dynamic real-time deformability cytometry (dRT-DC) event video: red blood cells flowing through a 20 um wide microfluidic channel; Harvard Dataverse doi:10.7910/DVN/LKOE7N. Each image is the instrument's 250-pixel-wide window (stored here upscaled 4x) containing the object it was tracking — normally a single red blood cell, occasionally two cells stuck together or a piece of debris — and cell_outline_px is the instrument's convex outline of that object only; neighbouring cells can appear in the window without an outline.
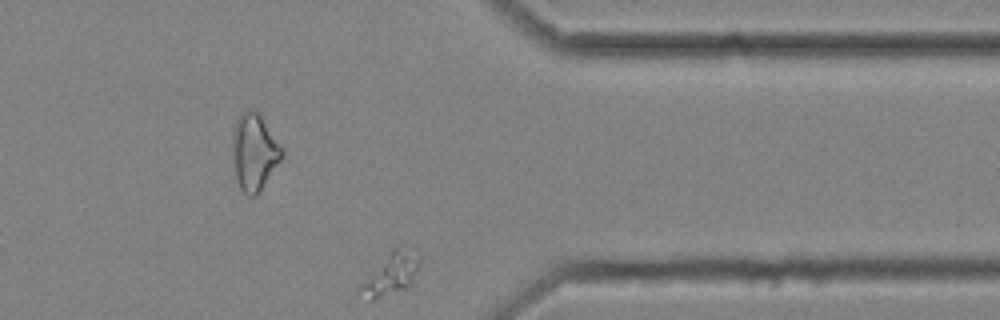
{"species": "common noctule bat (a hibernating species)", "species_latin": "Nyctalus noctula", "temperature_condition": "cold", "stored_images_in_passage": 59, "camera_frame_rate_fps": 3000, "um_per_image_px": 0.085, "animal": {"sex": "female", "body_mass_g": 25.1}, "frame": {"image": 1, "passage_image": 49, "time_ms": 16.0, "image_size_px": [1000, 320], "cell_outline_px": [[420, 260], [408, 284], [400, 288], [372, 300], [368, 300], [356, 292], [356, 288], [392, 248], [420, 256]], "centroid_in_image_um": [33.07, 23.34], "position_along_channel_um": 378.3, "area_um2": 13.24}}